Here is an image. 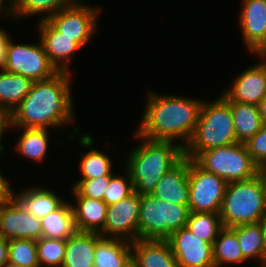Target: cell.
<instances>
[{"label":"cell","mask_w":266,"mask_h":267,"mask_svg":"<svg viewBox=\"0 0 266 267\" xmlns=\"http://www.w3.org/2000/svg\"><path fill=\"white\" fill-rule=\"evenodd\" d=\"M69 72H58L43 81H33L22 102L9 115L11 128H47L75 123ZM51 127V128H50Z\"/></svg>","instance_id":"obj_1"},{"label":"cell","mask_w":266,"mask_h":267,"mask_svg":"<svg viewBox=\"0 0 266 267\" xmlns=\"http://www.w3.org/2000/svg\"><path fill=\"white\" fill-rule=\"evenodd\" d=\"M147 96L143 116L135 132L151 140L180 141L179 144L185 148L194 133L204 100L160 95L151 90Z\"/></svg>","instance_id":"obj_2"},{"label":"cell","mask_w":266,"mask_h":267,"mask_svg":"<svg viewBox=\"0 0 266 267\" xmlns=\"http://www.w3.org/2000/svg\"><path fill=\"white\" fill-rule=\"evenodd\" d=\"M140 145L135 146L126 160L134 190L139 195H151L155 185L184 157V148L173 141L151 140L134 131Z\"/></svg>","instance_id":"obj_3"},{"label":"cell","mask_w":266,"mask_h":267,"mask_svg":"<svg viewBox=\"0 0 266 267\" xmlns=\"http://www.w3.org/2000/svg\"><path fill=\"white\" fill-rule=\"evenodd\" d=\"M237 143L229 102L221 95L203 101L199 119L184 156L194 159L201 151Z\"/></svg>","instance_id":"obj_4"},{"label":"cell","mask_w":266,"mask_h":267,"mask_svg":"<svg viewBox=\"0 0 266 267\" xmlns=\"http://www.w3.org/2000/svg\"><path fill=\"white\" fill-rule=\"evenodd\" d=\"M223 227L259 223L266 217V188L262 176L230 182L220 209Z\"/></svg>","instance_id":"obj_5"},{"label":"cell","mask_w":266,"mask_h":267,"mask_svg":"<svg viewBox=\"0 0 266 267\" xmlns=\"http://www.w3.org/2000/svg\"><path fill=\"white\" fill-rule=\"evenodd\" d=\"M189 206H182L141 195L138 217V239L167 240L171 233L186 227Z\"/></svg>","instance_id":"obj_6"},{"label":"cell","mask_w":266,"mask_h":267,"mask_svg":"<svg viewBox=\"0 0 266 267\" xmlns=\"http://www.w3.org/2000/svg\"><path fill=\"white\" fill-rule=\"evenodd\" d=\"M201 168L223 178L227 183L248 180L259 174L244 143H234L201 151L193 159Z\"/></svg>","instance_id":"obj_7"},{"label":"cell","mask_w":266,"mask_h":267,"mask_svg":"<svg viewBox=\"0 0 266 267\" xmlns=\"http://www.w3.org/2000/svg\"><path fill=\"white\" fill-rule=\"evenodd\" d=\"M10 37L7 42L4 71L20 74L32 81H43L58 71L50 63L41 41L32 44H14Z\"/></svg>","instance_id":"obj_8"},{"label":"cell","mask_w":266,"mask_h":267,"mask_svg":"<svg viewBox=\"0 0 266 267\" xmlns=\"http://www.w3.org/2000/svg\"><path fill=\"white\" fill-rule=\"evenodd\" d=\"M101 9L78 0L74 5L58 11L46 20L57 31L72 38L81 48H84L98 29Z\"/></svg>","instance_id":"obj_9"},{"label":"cell","mask_w":266,"mask_h":267,"mask_svg":"<svg viewBox=\"0 0 266 267\" xmlns=\"http://www.w3.org/2000/svg\"><path fill=\"white\" fill-rule=\"evenodd\" d=\"M188 178L190 212L219 213L228 183L191 158Z\"/></svg>","instance_id":"obj_10"},{"label":"cell","mask_w":266,"mask_h":267,"mask_svg":"<svg viewBox=\"0 0 266 267\" xmlns=\"http://www.w3.org/2000/svg\"><path fill=\"white\" fill-rule=\"evenodd\" d=\"M141 195L134 191L117 203L108 205L102 237L134 242L138 240V217Z\"/></svg>","instance_id":"obj_11"},{"label":"cell","mask_w":266,"mask_h":267,"mask_svg":"<svg viewBox=\"0 0 266 267\" xmlns=\"http://www.w3.org/2000/svg\"><path fill=\"white\" fill-rule=\"evenodd\" d=\"M0 236L7 240L42 237L40 219L31 215L12 197L0 201Z\"/></svg>","instance_id":"obj_12"},{"label":"cell","mask_w":266,"mask_h":267,"mask_svg":"<svg viewBox=\"0 0 266 267\" xmlns=\"http://www.w3.org/2000/svg\"><path fill=\"white\" fill-rule=\"evenodd\" d=\"M167 241L178 267H215L213 245L197 237L187 227L171 233Z\"/></svg>","instance_id":"obj_13"},{"label":"cell","mask_w":266,"mask_h":267,"mask_svg":"<svg viewBox=\"0 0 266 267\" xmlns=\"http://www.w3.org/2000/svg\"><path fill=\"white\" fill-rule=\"evenodd\" d=\"M221 94L227 101L258 105L266 96V60L243 70Z\"/></svg>","instance_id":"obj_14"},{"label":"cell","mask_w":266,"mask_h":267,"mask_svg":"<svg viewBox=\"0 0 266 267\" xmlns=\"http://www.w3.org/2000/svg\"><path fill=\"white\" fill-rule=\"evenodd\" d=\"M38 31V39L41 41L50 63L58 72L70 73V61L73 54L81 47L72 38L57 31L46 19L39 20Z\"/></svg>","instance_id":"obj_15"},{"label":"cell","mask_w":266,"mask_h":267,"mask_svg":"<svg viewBox=\"0 0 266 267\" xmlns=\"http://www.w3.org/2000/svg\"><path fill=\"white\" fill-rule=\"evenodd\" d=\"M189 162L190 158L184 156L155 185V189L151 195L168 203L188 206Z\"/></svg>","instance_id":"obj_16"},{"label":"cell","mask_w":266,"mask_h":267,"mask_svg":"<svg viewBox=\"0 0 266 267\" xmlns=\"http://www.w3.org/2000/svg\"><path fill=\"white\" fill-rule=\"evenodd\" d=\"M239 27L249 52H253L266 36V0H242Z\"/></svg>","instance_id":"obj_17"},{"label":"cell","mask_w":266,"mask_h":267,"mask_svg":"<svg viewBox=\"0 0 266 267\" xmlns=\"http://www.w3.org/2000/svg\"><path fill=\"white\" fill-rule=\"evenodd\" d=\"M131 246L132 262L137 267H178L167 240L138 239Z\"/></svg>","instance_id":"obj_18"},{"label":"cell","mask_w":266,"mask_h":267,"mask_svg":"<svg viewBox=\"0 0 266 267\" xmlns=\"http://www.w3.org/2000/svg\"><path fill=\"white\" fill-rule=\"evenodd\" d=\"M11 196L31 215L38 219L58 209L65 201L46 187L33 186L24 188L17 194L11 189Z\"/></svg>","instance_id":"obj_19"},{"label":"cell","mask_w":266,"mask_h":267,"mask_svg":"<svg viewBox=\"0 0 266 267\" xmlns=\"http://www.w3.org/2000/svg\"><path fill=\"white\" fill-rule=\"evenodd\" d=\"M131 261V242L96 233L94 267H126Z\"/></svg>","instance_id":"obj_20"},{"label":"cell","mask_w":266,"mask_h":267,"mask_svg":"<svg viewBox=\"0 0 266 267\" xmlns=\"http://www.w3.org/2000/svg\"><path fill=\"white\" fill-rule=\"evenodd\" d=\"M72 204L77 231L100 233L105 225L108 205L103 200L75 197Z\"/></svg>","instance_id":"obj_21"},{"label":"cell","mask_w":266,"mask_h":267,"mask_svg":"<svg viewBox=\"0 0 266 267\" xmlns=\"http://www.w3.org/2000/svg\"><path fill=\"white\" fill-rule=\"evenodd\" d=\"M96 233L76 231L66 240L62 267H94Z\"/></svg>","instance_id":"obj_22"},{"label":"cell","mask_w":266,"mask_h":267,"mask_svg":"<svg viewBox=\"0 0 266 267\" xmlns=\"http://www.w3.org/2000/svg\"><path fill=\"white\" fill-rule=\"evenodd\" d=\"M80 145L82 148L89 149L86 153H81L82 158L79 164L80 173L82 174L80 180L99 178L104 175H114L112 173V160L108 155L91 148L93 146L94 138L90 134H83L80 138Z\"/></svg>","instance_id":"obj_23"},{"label":"cell","mask_w":266,"mask_h":267,"mask_svg":"<svg viewBox=\"0 0 266 267\" xmlns=\"http://www.w3.org/2000/svg\"><path fill=\"white\" fill-rule=\"evenodd\" d=\"M33 81L16 73L0 71V110L9 115L29 93Z\"/></svg>","instance_id":"obj_24"},{"label":"cell","mask_w":266,"mask_h":267,"mask_svg":"<svg viewBox=\"0 0 266 267\" xmlns=\"http://www.w3.org/2000/svg\"><path fill=\"white\" fill-rule=\"evenodd\" d=\"M228 102L231 108L237 142L246 143L264 125L259 114L258 106L234 101Z\"/></svg>","instance_id":"obj_25"},{"label":"cell","mask_w":266,"mask_h":267,"mask_svg":"<svg viewBox=\"0 0 266 267\" xmlns=\"http://www.w3.org/2000/svg\"><path fill=\"white\" fill-rule=\"evenodd\" d=\"M42 237L67 240L76 231L72 204L65 201L41 220Z\"/></svg>","instance_id":"obj_26"},{"label":"cell","mask_w":266,"mask_h":267,"mask_svg":"<svg viewBox=\"0 0 266 267\" xmlns=\"http://www.w3.org/2000/svg\"><path fill=\"white\" fill-rule=\"evenodd\" d=\"M78 0H15V4L8 12L2 13L11 20L22 19L43 13L42 20L54 15L58 11L74 5ZM17 18V19H16Z\"/></svg>","instance_id":"obj_27"},{"label":"cell","mask_w":266,"mask_h":267,"mask_svg":"<svg viewBox=\"0 0 266 267\" xmlns=\"http://www.w3.org/2000/svg\"><path fill=\"white\" fill-rule=\"evenodd\" d=\"M231 229L236 233L239 246L246 260L256 259L265 267V248L261 223L244 224Z\"/></svg>","instance_id":"obj_28"},{"label":"cell","mask_w":266,"mask_h":267,"mask_svg":"<svg viewBox=\"0 0 266 267\" xmlns=\"http://www.w3.org/2000/svg\"><path fill=\"white\" fill-rule=\"evenodd\" d=\"M22 134L17 139L15 150L36 162H42L47 155L50 131L47 128H22ZM49 133V134H48Z\"/></svg>","instance_id":"obj_29"},{"label":"cell","mask_w":266,"mask_h":267,"mask_svg":"<svg viewBox=\"0 0 266 267\" xmlns=\"http://www.w3.org/2000/svg\"><path fill=\"white\" fill-rule=\"evenodd\" d=\"M213 261L215 267H222L231 263H244L241 248L236 233L227 227H223L213 244Z\"/></svg>","instance_id":"obj_30"},{"label":"cell","mask_w":266,"mask_h":267,"mask_svg":"<svg viewBox=\"0 0 266 267\" xmlns=\"http://www.w3.org/2000/svg\"><path fill=\"white\" fill-rule=\"evenodd\" d=\"M186 227L197 237L213 245L223 225L219 213L190 212Z\"/></svg>","instance_id":"obj_31"},{"label":"cell","mask_w":266,"mask_h":267,"mask_svg":"<svg viewBox=\"0 0 266 267\" xmlns=\"http://www.w3.org/2000/svg\"><path fill=\"white\" fill-rule=\"evenodd\" d=\"M8 266L40 267L36 240L25 238L8 240Z\"/></svg>","instance_id":"obj_32"},{"label":"cell","mask_w":266,"mask_h":267,"mask_svg":"<svg viewBox=\"0 0 266 267\" xmlns=\"http://www.w3.org/2000/svg\"><path fill=\"white\" fill-rule=\"evenodd\" d=\"M39 266L62 267L66 240L41 237L36 241Z\"/></svg>","instance_id":"obj_33"},{"label":"cell","mask_w":266,"mask_h":267,"mask_svg":"<svg viewBox=\"0 0 266 267\" xmlns=\"http://www.w3.org/2000/svg\"><path fill=\"white\" fill-rule=\"evenodd\" d=\"M112 176L113 175H104L99 178L78 180L71 189L73 196L103 200Z\"/></svg>","instance_id":"obj_34"},{"label":"cell","mask_w":266,"mask_h":267,"mask_svg":"<svg viewBox=\"0 0 266 267\" xmlns=\"http://www.w3.org/2000/svg\"><path fill=\"white\" fill-rule=\"evenodd\" d=\"M125 175H113L110 183L106 189L103 197V201L107 205H111L119 202L120 200L131 195L135 190L133 187V182L131 180L130 173L126 169Z\"/></svg>","instance_id":"obj_35"},{"label":"cell","mask_w":266,"mask_h":267,"mask_svg":"<svg viewBox=\"0 0 266 267\" xmlns=\"http://www.w3.org/2000/svg\"><path fill=\"white\" fill-rule=\"evenodd\" d=\"M244 144L259 167L266 163V124Z\"/></svg>","instance_id":"obj_36"},{"label":"cell","mask_w":266,"mask_h":267,"mask_svg":"<svg viewBox=\"0 0 266 267\" xmlns=\"http://www.w3.org/2000/svg\"><path fill=\"white\" fill-rule=\"evenodd\" d=\"M10 33H7L0 27V70L3 71L5 67V57L7 50V42L10 38Z\"/></svg>","instance_id":"obj_37"},{"label":"cell","mask_w":266,"mask_h":267,"mask_svg":"<svg viewBox=\"0 0 266 267\" xmlns=\"http://www.w3.org/2000/svg\"><path fill=\"white\" fill-rule=\"evenodd\" d=\"M10 127V117L9 114L3 110H0V154L3 153L5 147L2 141V135L4 131Z\"/></svg>","instance_id":"obj_38"},{"label":"cell","mask_w":266,"mask_h":267,"mask_svg":"<svg viewBox=\"0 0 266 267\" xmlns=\"http://www.w3.org/2000/svg\"><path fill=\"white\" fill-rule=\"evenodd\" d=\"M8 266V240L0 236V267Z\"/></svg>","instance_id":"obj_39"},{"label":"cell","mask_w":266,"mask_h":267,"mask_svg":"<svg viewBox=\"0 0 266 267\" xmlns=\"http://www.w3.org/2000/svg\"><path fill=\"white\" fill-rule=\"evenodd\" d=\"M10 182L7 181L5 176L3 177V174H1L0 171V201L6 200L8 197L11 196V186L9 184Z\"/></svg>","instance_id":"obj_40"},{"label":"cell","mask_w":266,"mask_h":267,"mask_svg":"<svg viewBox=\"0 0 266 267\" xmlns=\"http://www.w3.org/2000/svg\"><path fill=\"white\" fill-rule=\"evenodd\" d=\"M253 54L262 60H266V36L262 43L253 51Z\"/></svg>","instance_id":"obj_41"},{"label":"cell","mask_w":266,"mask_h":267,"mask_svg":"<svg viewBox=\"0 0 266 267\" xmlns=\"http://www.w3.org/2000/svg\"><path fill=\"white\" fill-rule=\"evenodd\" d=\"M258 110L263 124H266V96L259 102Z\"/></svg>","instance_id":"obj_42"},{"label":"cell","mask_w":266,"mask_h":267,"mask_svg":"<svg viewBox=\"0 0 266 267\" xmlns=\"http://www.w3.org/2000/svg\"><path fill=\"white\" fill-rule=\"evenodd\" d=\"M5 2H7V3H5ZM4 3L7 4V6L4 5ZM14 4H15V0H9V1L8 0L7 1L6 0H0V12H3V11L8 12Z\"/></svg>","instance_id":"obj_43"},{"label":"cell","mask_w":266,"mask_h":267,"mask_svg":"<svg viewBox=\"0 0 266 267\" xmlns=\"http://www.w3.org/2000/svg\"><path fill=\"white\" fill-rule=\"evenodd\" d=\"M262 225L264 248H265V267H266V217L260 222Z\"/></svg>","instance_id":"obj_44"},{"label":"cell","mask_w":266,"mask_h":267,"mask_svg":"<svg viewBox=\"0 0 266 267\" xmlns=\"http://www.w3.org/2000/svg\"><path fill=\"white\" fill-rule=\"evenodd\" d=\"M259 174L262 176L266 188V163L259 167Z\"/></svg>","instance_id":"obj_45"},{"label":"cell","mask_w":266,"mask_h":267,"mask_svg":"<svg viewBox=\"0 0 266 267\" xmlns=\"http://www.w3.org/2000/svg\"><path fill=\"white\" fill-rule=\"evenodd\" d=\"M126 267H137L132 261Z\"/></svg>","instance_id":"obj_46"}]
</instances>
